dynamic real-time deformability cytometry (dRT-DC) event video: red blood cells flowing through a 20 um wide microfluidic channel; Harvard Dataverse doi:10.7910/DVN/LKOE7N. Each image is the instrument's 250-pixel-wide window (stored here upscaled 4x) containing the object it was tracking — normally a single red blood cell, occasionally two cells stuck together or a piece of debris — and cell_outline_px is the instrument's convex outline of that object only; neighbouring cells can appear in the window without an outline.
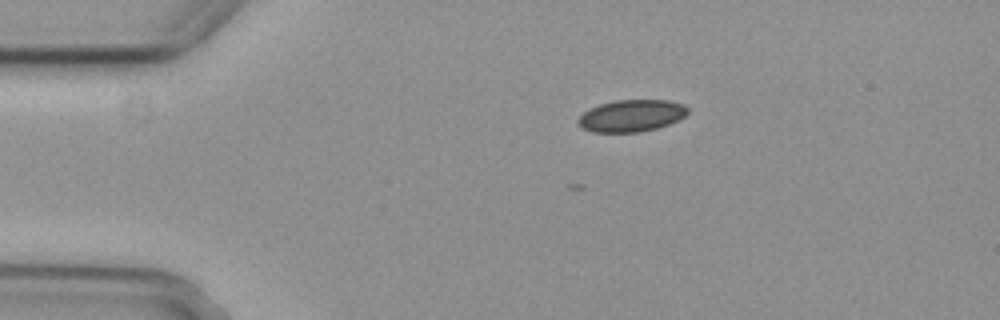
{"species": "common noctule bat (a hibernating species)", "species_latin": "Nyctalus noctula", "temperature_condition": "cold", "stored_images_in_passage": 2, "camera_frame_rate_fps": 3000, "um_per_image_px": 0.085, "animal": {"sex": "female", "body_mass_g": 29.2, "forearm_length_mm": 56.3}, "frame": {"image": 1, "passage_image": 1, "time_ms": 0.0, "image_size_px": [1000, 320], "cell_outline_px": [[688, 112], [684, 116], [668, 124], [656, 128], [640, 132], [592, 132], [576, 124], [576, 120], [584, 112], [600, 104], [616, 100], [672, 100], [684, 104], [688, 108]], "centroid_in_image_um": [53.67, 9.83], "position_along_channel_um": 31.3, "area_um2": 20.35}}